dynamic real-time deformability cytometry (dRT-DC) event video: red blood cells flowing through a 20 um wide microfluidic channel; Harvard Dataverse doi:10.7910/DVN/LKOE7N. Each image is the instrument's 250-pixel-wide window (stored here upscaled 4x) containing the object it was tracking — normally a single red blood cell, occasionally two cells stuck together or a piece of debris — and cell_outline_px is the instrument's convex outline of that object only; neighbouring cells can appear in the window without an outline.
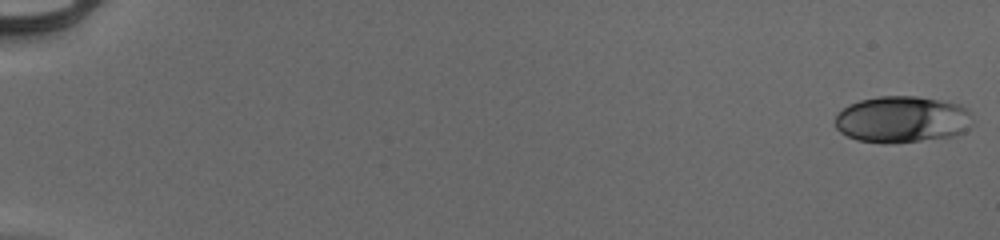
{"species": "human", "species_latin": "Homo sapiens", "temperature_condition": "cold", "stored_images_in_passage": 54, "camera_frame_rate_fps": 3000, "um_per_image_px": 0.085, "donor": {"sex": "male"}, "frame": {"image": 1, "passage_image": 1, "time_ms": 0.0, "image_size_px": [1000, 240], "cell_outline_px": [[972, 124], [964, 132], [956, 136], [884, 144], [856, 140], [840, 132], [836, 128], [836, 116], [848, 104], [860, 100], [880, 96], [916, 96], [940, 100], [960, 104], [968, 108], [972, 112]], "centroid_in_image_um": [76.72, 10.15], "position_along_channel_um": 8.3, "area_um2": 37.63}}
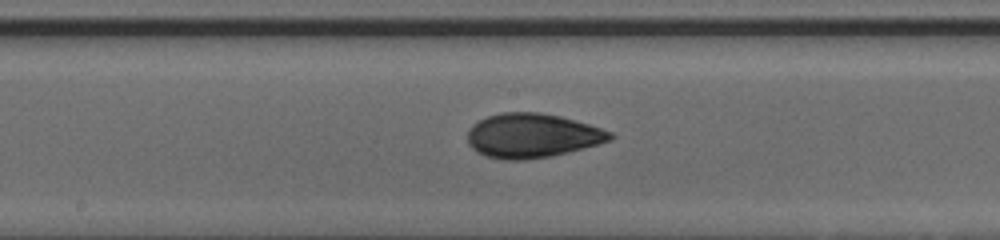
{"frame": {"image": 2, "passage_image": 31, "time_ms": 10.0, "image_size_px": [1000, 240], "cell_outline_px": [[616, 136], [612, 140], [568, 152], [548, 156], [520, 160], [504, 160], [484, 156], [476, 152], [468, 144], [468, 132], [472, 124], [488, 116], [500, 112], [540, 112], [560, 116], [588, 124], [612, 132]], "centroid_in_image_um": [45.22, 11.52], "position_along_channel_um": 203.0, "area_um2": 36.76}}
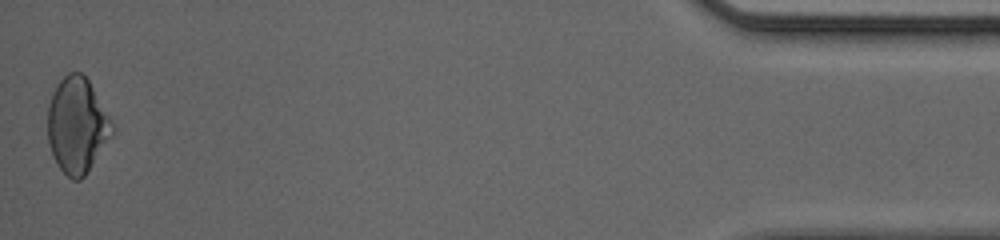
{"frame": {"image": 3, "passage_image": 54, "time_ms": 17.667, "image_size_px": [1000, 240], "cell_outline_px": [[116, 128], [112, 136], [84, 176], [80, 180], [72, 180], [60, 168], [52, 152], [48, 140], [48, 104], [52, 92], [60, 80], [68, 72], [80, 72], [88, 80]], "centroid_in_image_um": [6.56, 10.64], "position_along_channel_um": 428.6, "area_um2": 35.6}, "authors_computed_cell_mechanics": {"area_um2": 35.6048, "velocity_mm_per_s": 3.9701, "shape_relaxation_time_tau1_ms": 5.4065, "shape_relaxation_time_tau2_ms": 1.1327, "deformation_change_tau1": 0.1521, "deformation_change_tau2": 0.061}}